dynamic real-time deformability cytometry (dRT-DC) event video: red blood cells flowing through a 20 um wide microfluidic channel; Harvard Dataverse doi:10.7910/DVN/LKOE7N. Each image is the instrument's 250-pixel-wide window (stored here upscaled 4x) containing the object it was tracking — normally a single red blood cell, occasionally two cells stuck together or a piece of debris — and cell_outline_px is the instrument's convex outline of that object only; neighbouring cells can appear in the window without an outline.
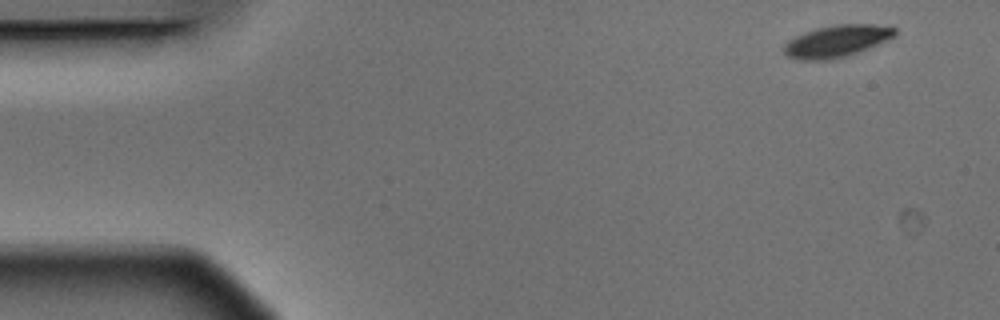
{"species": "Egyptian fruit bat (a non-hibernating species)", "species_latin": "Rousettus aegyptiacus", "temperature_condition": "warm", "stored_images_in_passage": 14, "camera_frame_rate_fps": 3000, "um_per_image_px": 0.085, "animal": {"sex": "male"}, "frame": {"image": 1, "passage_image": 1, "time_ms": 0.0, "image_size_px": [1000, 320], "cell_outline_px": [[896, 36], [888, 40], [860, 52], [848, 56], [828, 60], [796, 60], [788, 56], [784, 52], [784, 44], [788, 40], [804, 32], [816, 28], [836, 24], [876, 24], [896, 28]], "centroid_in_image_um": [71.14, 3.5], "position_along_channel_um": 13.9, "area_um2": 20.92}}
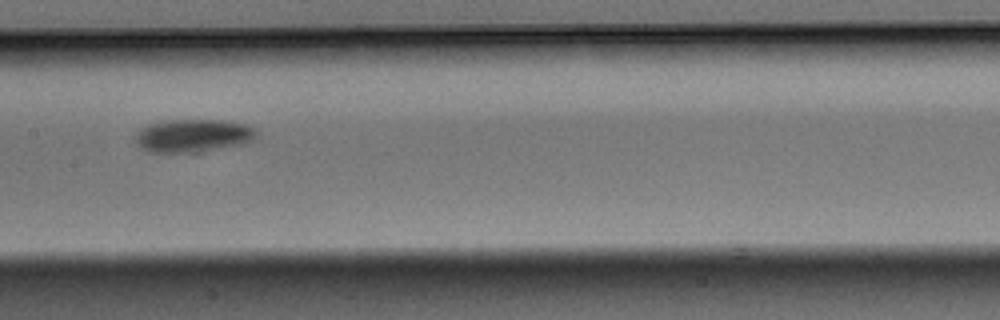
{"frame": {"image": 2, "passage_image": 7, "time_ms": 2.0, "image_size_px": [1000, 320], "cell_outline_px": [[256, 136], [252, 140], [244, 144], [196, 152], [148, 152], [140, 148], [136, 144], [136, 132], [140, 128], [148, 124], [160, 120], [224, 120], [244, 124], [256, 128]], "centroid_in_image_um": [16.37, 11.52], "position_along_channel_um": 191.0, "area_um2": 23.47}}
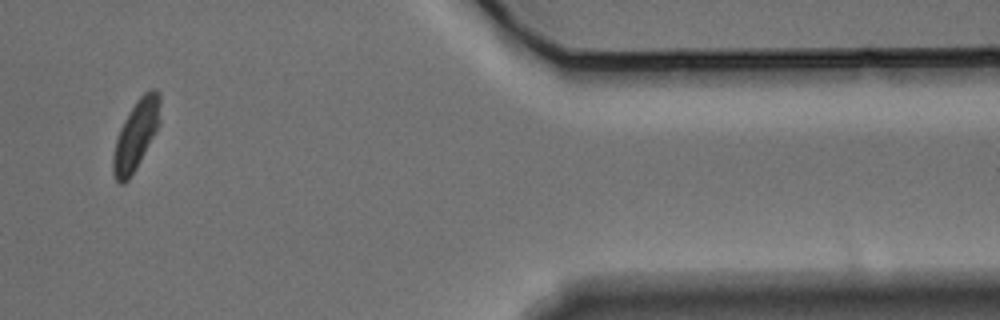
{"frame": {"image": 3, "passage_image": 12, "time_ms": 3.667, "image_size_px": [1000, 320], "cell_outline_px": [[160, 124], [136, 168], [128, 180], [124, 184], [120, 184], [116, 180], [112, 172], [112, 156], [116, 140], [120, 128], [124, 120], [136, 100], [144, 92], [152, 88], [156, 88], [160, 92]], "centroid_in_image_um": [11.56, 11.45], "position_along_channel_um": 399.8, "area_um2": 19.13}}